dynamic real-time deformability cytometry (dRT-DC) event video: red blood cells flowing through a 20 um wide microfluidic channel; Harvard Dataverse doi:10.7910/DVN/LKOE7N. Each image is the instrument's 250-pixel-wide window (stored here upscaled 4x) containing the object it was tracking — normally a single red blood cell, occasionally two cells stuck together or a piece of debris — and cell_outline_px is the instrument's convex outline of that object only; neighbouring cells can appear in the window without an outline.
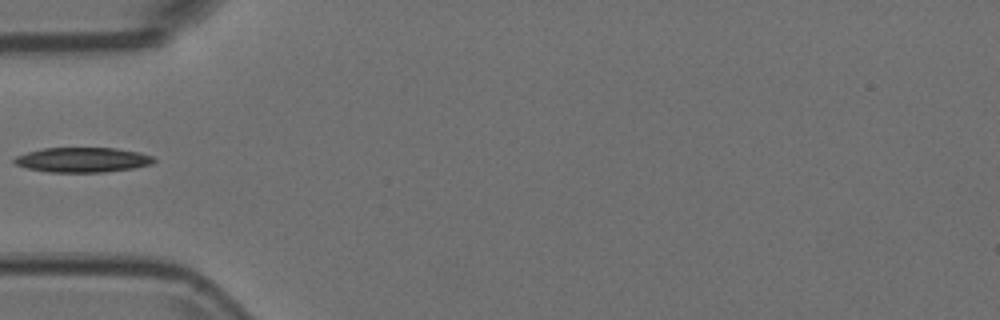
{"species": "Egyptian fruit bat (a non-hibernating species)", "species_latin": "Rousettus aegyptiacus", "temperature_condition": "room temperature", "stored_images_in_passage": 36, "camera_frame_rate_fps": 3000, "um_per_image_px": 0.085, "animal": {"sex": "female"}, "frame": {"image": 1, "passage_image": 1, "time_ms": 0.0, "image_size_px": [1000, 320], "cell_outline_px": [[156, 160], [152, 164], [136, 168], [104, 172], [48, 172], [28, 168], [16, 164], [12, 160], [16, 156], [28, 152], [44, 148], [116, 148], [140, 152], [152, 156]], "centroid_in_image_um": [7.06, 13.59], "position_along_channel_um": 77.9, "area_um2": 20.23}}